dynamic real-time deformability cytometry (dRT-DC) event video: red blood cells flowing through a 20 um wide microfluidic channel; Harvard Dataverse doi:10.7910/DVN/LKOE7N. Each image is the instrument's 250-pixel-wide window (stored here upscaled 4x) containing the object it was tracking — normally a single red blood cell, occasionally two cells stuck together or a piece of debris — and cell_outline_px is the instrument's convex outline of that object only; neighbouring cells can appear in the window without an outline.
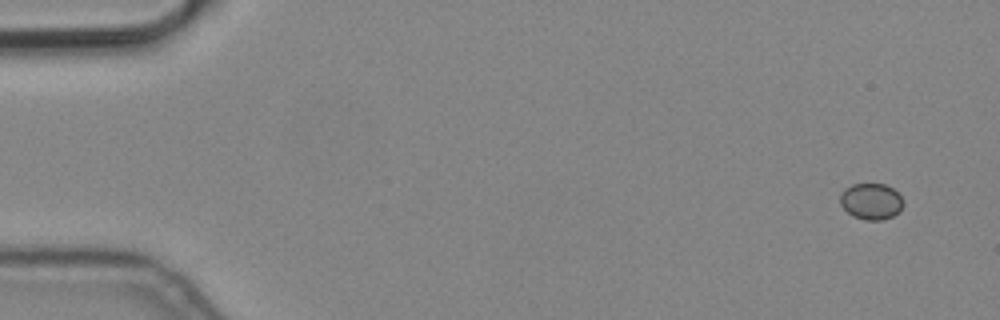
{"species": "common noctule bat (a hibernating species)", "species_latin": "Nyctalus noctula", "temperature_condition": "cold", "stored_images_in_passage": 3, "camera_frame_rate_fps": 3000, "um_per_image_px": 0.085, "animal": {"sex": "male", "body_mass_g": 19.2, "forearm_length_mm": 51.8}, "frame": {"image": 1, "passage_image": 1, "time_ms": 0.0, "image_size_px": [1000, 320], "cell_outline_px": [[904, 204], [900, 212], [892, 216], [880, 220], [864, 220], [852, 216], [840, 204], [840, 192], [844, 188], [852, 184], [884, 184], [892, 188], [900, 196]], "centroid_in_image_um": [74.03, 17.12], "position_along_channel_um": 11.0, "area_um2": 13.41}}
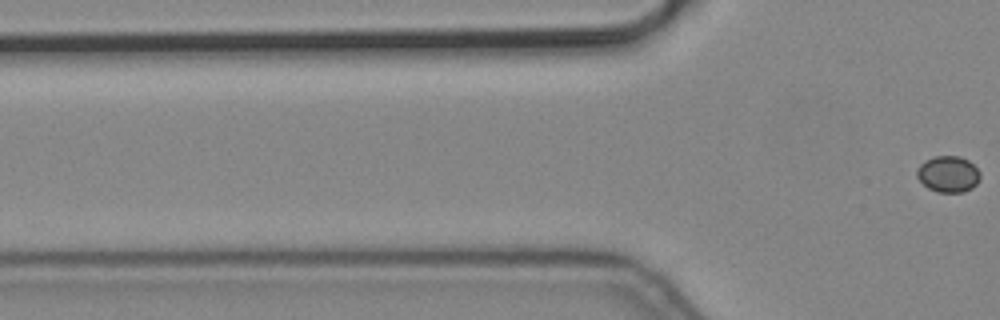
{"frame": {"image": 2, "passage_image": 3, "time_ms": 0.667, "image_size_px": [1000, 320], "cell_outline_px": [[980, 180], [972, 188], [964, 192], [936, 192], [928, 188], [916, 176], [916, 168], [924, 160], [936, 156], [960, 156], [968, 160], [980, 172]], "centroid_in_image_um": [80.59, 14.8], "position_along_channel_um": 45.2, "area_um2": 13.47}}